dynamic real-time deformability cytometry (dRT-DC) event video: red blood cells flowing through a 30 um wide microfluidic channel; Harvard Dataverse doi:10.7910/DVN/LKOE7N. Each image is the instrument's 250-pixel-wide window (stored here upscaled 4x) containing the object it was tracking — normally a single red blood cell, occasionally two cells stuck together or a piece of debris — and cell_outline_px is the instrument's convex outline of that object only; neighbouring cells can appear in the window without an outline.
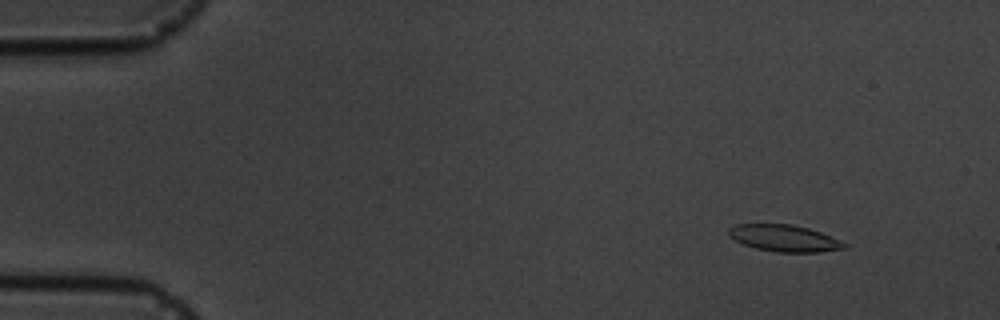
{"species": "common noctule bat (a hibernating species)", "species_latin": "Nyctalus noctula", "temperature_condition": "cold", "stored_images_in_passage": 5, "camera_frame_rate_fps": 3000, "um_per_image_px": 0.085, "animal": {"sex": "male", "body_mass_g": 19.5, "forearm_length_mm": 54.6}, "frame": {"image": 1, "passage_image": 2, "time_ms": 1.0, "image_size_px": [1000, 320], "cell_outline_px": [[848, 248], [816, 252], [776, 252], [756, 248], [744, 244], [728, 236], [728, 228], [736, 224], [792, 224], [808, 228], [820, 232], [848, 244]], "centroid_in_image_um": [66.65, 20.24], "position_along_channel_um": 18.3, "area_um2": 17.92}}
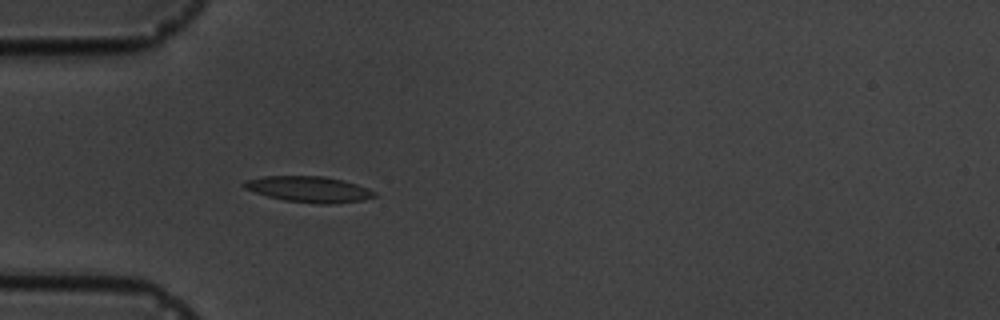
{"frame": {"image": 2, "passage_image": 5, "time_ms": 4.667, "image_size_px": [1000, 320], "cell_outline_px": [[376, 196], [364, 200], [332, 204], [320, 204], [284, 200], [268, 196], [244, 188], [240, 184], [244, 180], [264, 176], [324, 176], [344, 180], [368, 188], [376, 192]], "centroid_in_image_um": [26.26, 16.08], "position_along_channel_um": 58.7, "area_um2": 19.77}}